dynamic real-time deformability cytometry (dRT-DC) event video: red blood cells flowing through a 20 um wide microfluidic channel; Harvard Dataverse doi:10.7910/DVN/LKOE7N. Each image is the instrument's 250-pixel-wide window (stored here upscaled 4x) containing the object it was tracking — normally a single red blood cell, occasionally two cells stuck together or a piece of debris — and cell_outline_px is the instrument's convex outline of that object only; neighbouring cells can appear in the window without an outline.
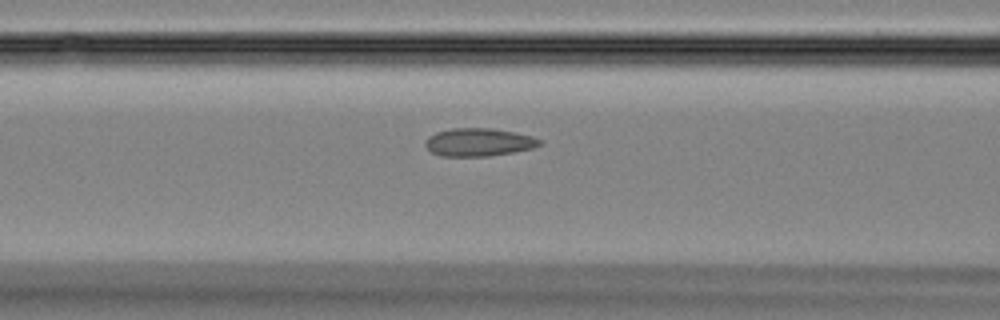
{"species": "Egyptian fruit bat (a non-hibernating species)", "species_latin": "Rousettus aegyptiacus", "temperature_condition": "room temperature", "stored_images_in_passage": 34, "camera_frame_rate_fps": 3000, "um_per_image_px": 0.085, "animal": {"sex": "female"}, "frame": {"image": 1, "passage_image": 14, "time_ms": 4.333, "image_size_px": [1000, 320], "cell_outline_px": [[544, 144], [532, 148], [512, 152], [488, 156], [440, 156], [432, 152], [424, 144], [424, 140], [428, 136], [436, 132], [452, 128], [492, 128], [532, 136], [544, 140]], "centroid_in_image_um": [40.69, 12.08], "position_along_channel_um": 125.9, "area_um2": 18.73}}
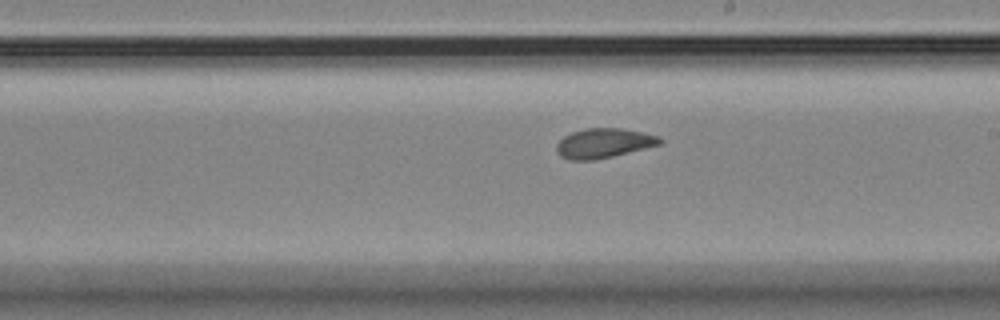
{"frame": {"image": 2, "passage_image": 22, "time_ms": 7.0, "image_size_px": [1000, 320], "cell_outline_px": [[664, 140], [660, 144], [596, 160], [568, 160], [560, 156], [556, 152], [556, 144], [564, 136], [572, 132], [584, 128], [620, 128], [660, 136]], "centroid_in_image_um": [51.27, 12.17], "position_along_channel_um": 237.7, "area_um2": 17.8}}
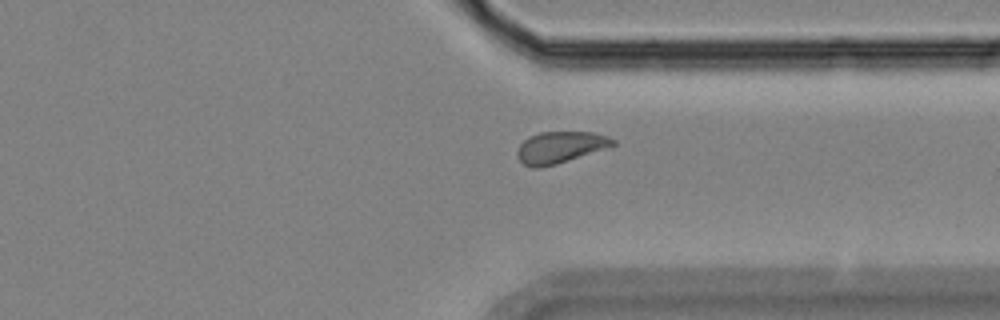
{"frame": {"image": 3, "passage_image": 31, "time_ms": 10.0, "image_size_px": [1000, 320], "cell_outline_px": [[616, 144], [556, 164], [540, 168], [532, 168], [524, 164], [516, 156], [516, 152], [520, 144], [528, 136], [540, 132], [592, 132], [608, 136], [616, 140]], "centroid_in_image_um": [47.57, 12.51], "position_along_channel_um": 363.8, "area_um2": 17.46}}